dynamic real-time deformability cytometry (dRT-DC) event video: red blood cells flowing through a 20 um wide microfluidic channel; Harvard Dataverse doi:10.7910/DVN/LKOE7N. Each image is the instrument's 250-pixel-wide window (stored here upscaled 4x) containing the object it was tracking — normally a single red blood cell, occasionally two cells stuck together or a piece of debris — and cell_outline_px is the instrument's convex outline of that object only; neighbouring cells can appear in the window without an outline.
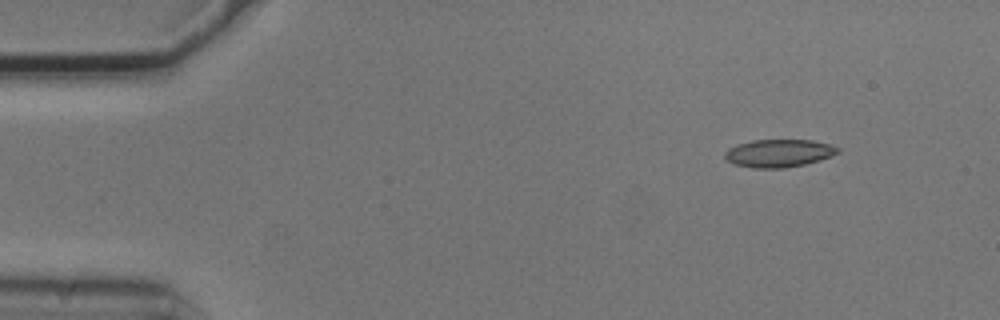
{"species": "common noctule bat (a hibernating species)", "species_latin": "Nyctalus noctula", "temperature_condition": "cold", "stored_images_in_passage": 3, "camera_frame_rate_fps": 3000, "um_per_image_px": 0.085, "animal": {"sex": "male", "body_mass_g": 20.5, "forearm_length_mm": 52.5}, "frame": {"image": 1, "passage_image": 1, "time_ms": 0.0, "image_size_px": [1000, 320], "cell_outline_px": [[840, 152], [832, 156], [820, 160], [804, 164], [784, 168], [752, 168], [732, 164], [724, 156], [724, 152], [728, 148], [736, 144], [752, 140], [812, 140], [828, 144], [840, 148]], "centroid_in_image_um": [66.17, 13.02], "position_along_channel_um": 18.8, "area_um2": 18.44}}
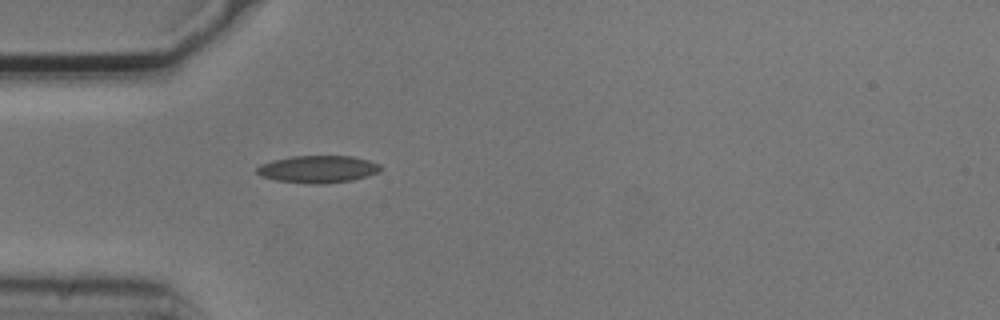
{"frame": {"image": 2, "passage_image": 3, "time_ms": 0.667, "image_size_px": [1000, 320], "cell_outline_px": [[384, 168], [380, 172], [368, 176], [352, 180], [324, 184], [308, 184], [276, 180], [260, 176], [256, 172], [256, 168], [260, 164], [272, 160], [292, 156], [352, 156], [368, 160], [380, 164]], "centroid_in_image_um": [27.04, 14.38], "position_along_channel_um": 58.0, "area_um2": 19.94}}